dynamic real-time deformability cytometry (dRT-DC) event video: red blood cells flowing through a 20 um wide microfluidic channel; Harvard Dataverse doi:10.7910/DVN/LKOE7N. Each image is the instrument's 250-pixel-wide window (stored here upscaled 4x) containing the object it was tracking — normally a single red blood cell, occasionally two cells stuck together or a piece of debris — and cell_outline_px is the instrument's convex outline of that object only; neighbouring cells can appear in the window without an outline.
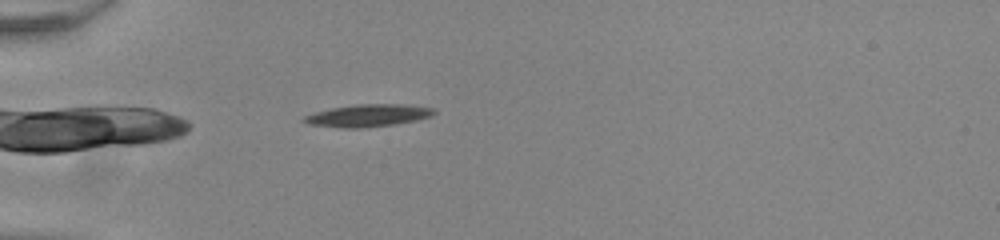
{"species": "common noctule bat (a hibernating species)", "species_latin": "Nyctalus noctula", "temperature_condition": "room temperature", "stored_images_in_passage": 37, "camera_frame_rate_fps": 3000, "um_per_image_px": 0.085, "animal": {"sex": "male", "body_mass_g": 20.0, "forearm_length_mm": 53.3}, "frame": {"image": 1, "passage_image": 2, "time_ms": 0.333, "image_size_px": [1000, 240], "cell_outline_px": [[436, 112], [432, 116], [416, 120], [392, 124], [360, 128], [344, 128], [308, 124], [300, 120], [304, 116], [316, 112], [332, 108], [356, 104], [404, 104], [432, 108]], "centroid_in_image_um": [31.25, 9.81], "position_along_channel_um": 53.7, "area_um2": 16.76}}
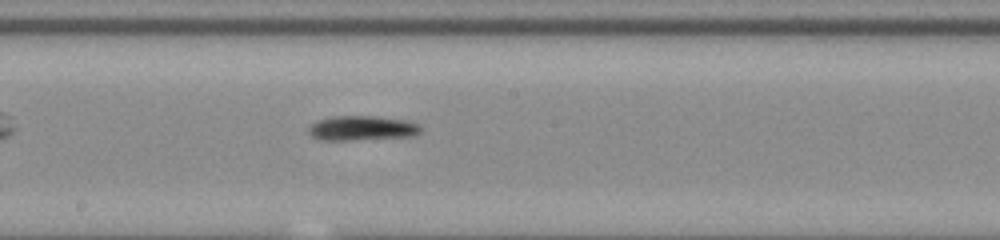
{"frame": {"image": 2, "passage_image": 16, "time_ms": 5.0, "image_size_px": [1000, 240], "cell_outline_px": [[420, 132], [416, 136], [348, 140], [320, 140], [312, 136], [308, 132], [308, 128], [312, 124], [320, 120], [332, 116], [376, 116], [404, 120], [420, 124]], "centroid_in_image_um": [30.78, 10.89], "position_along_channel_um": 217.4, "area_um2": 16.07}}
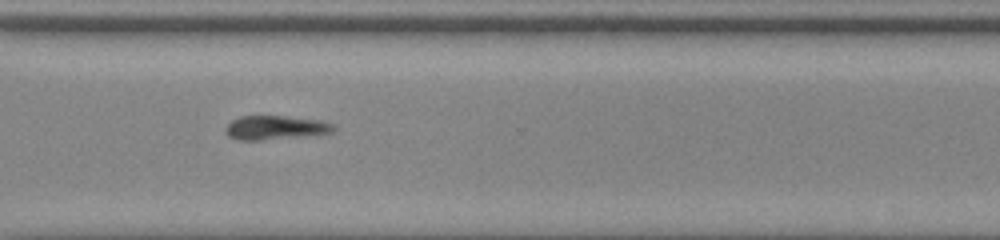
{"frame": {"image": 3, "passage_image": 26, "time_ms": 8.333, "image_size_px": [1000, 240], "cell_outline_px": [[336, 128], [332, 132], [260, 140], [236, 140], [228, 136], [224, 132], [224, 128], [232, 120], [240, 116], [284, 116], [320, 120], [336, 124]], "centroid_in_image_um": [23.36, 10.84], "position_along_channel_um": 347.2, "area_um2": 14.97}, "authors_computed_cell_mechanics": {"area_um2": 15.8372, "velocity_mm_per_s": 3.8941, "shape_relaxation_time_tau1_ms": 2.2572, "shape_relaxation_time_tau2_ms": null, "deformation_change_tau1": 0.0955, "deformation_change_tau2": null}}